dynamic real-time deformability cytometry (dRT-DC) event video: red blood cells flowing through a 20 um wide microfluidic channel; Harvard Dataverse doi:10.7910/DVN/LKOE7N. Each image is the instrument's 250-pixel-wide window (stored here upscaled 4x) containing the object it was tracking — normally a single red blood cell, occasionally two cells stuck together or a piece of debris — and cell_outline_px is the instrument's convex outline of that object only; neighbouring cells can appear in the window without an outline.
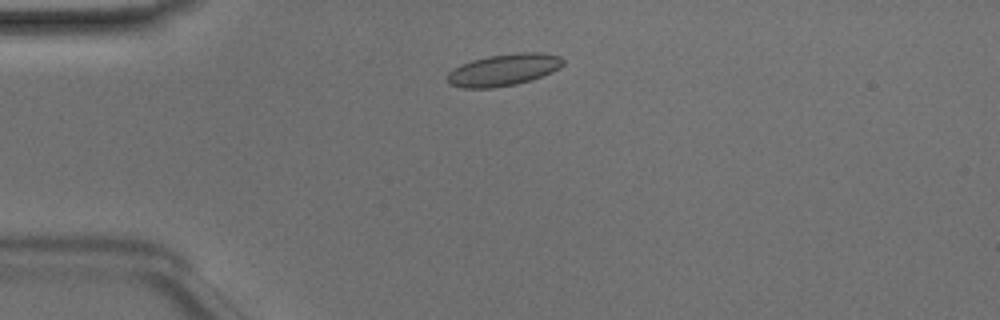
{"species": "Egyptian fruit bat (a non-hibernating species)", "species_latin": "Rousettus aegyptiacus", "temperature_condition": "room temperature", "stored_images_in_passage": 43, "camera_frame_rate_fps": 3000, "um_per_image_px": 0.085, "animal": {"sex": "male"}, "frame": {"image": 1, "passage_image": 6, "time_ms": 1.667, "image_size_px": [1000, 320], "cell_outline_px": [[564, 64], [560, 68], [552, 72], [532, 80], [516, 84], [492, 88], [464, 88], [448, 84], [448, 72], [460, 64], [472, 60], [488, 56], [520, 52], [544, 52], [560, 56], [564, 60]], "centroid_in_image_um": [42.83, 5.93], "position_along_channel_um": 42.2, "area_um2": 21.68}}
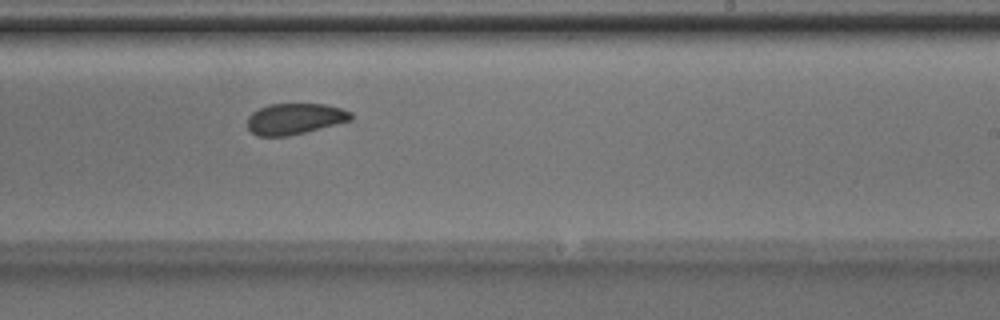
{"frame": {"image": 2, "passage_image": 24, "time_ms": 7.667, "image_size_px": [1000, 320], "cell_outline_px": [[352, 120], [288, 136], [256, 136], [248, 128], [248, 116], [252, 112], [268, 104], [328, 104], [352, 112]], "centroid_in_image_um": [25.05, 10.09], "position_along_channel_um": 263.9, "area_um2": 18.67}}
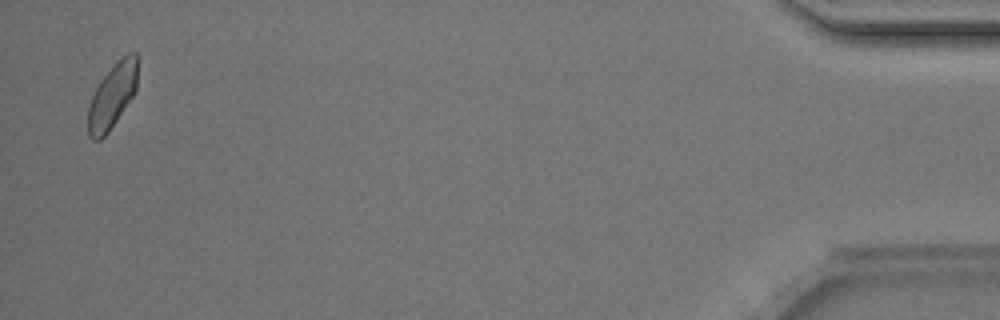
{"frame": {"image": 3, "passage_image": 42, "time_ms": 13.667, "image_size_px": [1000, 320], "cell_outline_px": [[136, 92], [108, 132], [100, 140], [92, 140], [88, 136], [88, 108], [92, 96], [100, 80], [116, 60], [128, 52], [136, 52]], "centroid_in_image_um": [9.53, 8.15], "position_along_channel_um": 425.7, "area_um2": 18.61}, "authors_computed_cell_mechanics": {"area_um2": 19.7676, "velocity_mm_per_s": 4.134, "shape_relaxation_time_tau1_ms": 2.9325, "shape_relaxation_time_tau2_ms": 2.8235, "deformation_change_tau1": 0.0723, "deformation_change_tau2": 0.0558}}